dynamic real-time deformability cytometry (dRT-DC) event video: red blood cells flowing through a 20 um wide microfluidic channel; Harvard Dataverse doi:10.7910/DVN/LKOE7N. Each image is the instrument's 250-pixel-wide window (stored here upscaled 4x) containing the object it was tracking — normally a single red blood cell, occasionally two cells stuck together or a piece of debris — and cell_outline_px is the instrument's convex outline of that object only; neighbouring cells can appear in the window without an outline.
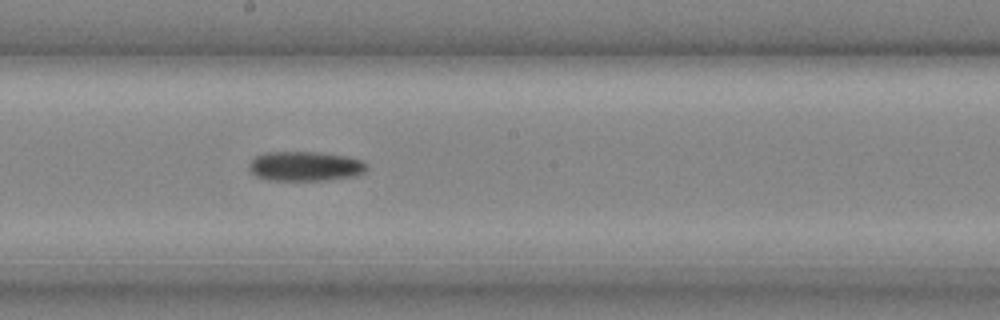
{"species": "common noctule bat (a hibernating species)", "species_latin": "Nyctalus noctula", "temperature_condition": "cold", "stored_images_in_passage": 9, "camera_frame_rate_fps": 3000, "um_per_image_px": 0.085, "animal": {"sex": "male", "body_mass_g": 20.4}, "frame": {"image": 1, "passage_image": 9, "time_ms": 2.667, "image_size_px": [1000, 320], "cell_outline_px": [[368, 168], [364, 172], [356, 176], [324, 180], [272, 180], [256, 176], [248, 168], [248, 164], [256, 156], [264, 152], [320, 152], [344, 156], [360, 160]], "centroid_in_image_um": [25.91, 14.13], "position_along_channel_um": 222.3, "area_um2": 20.17}}